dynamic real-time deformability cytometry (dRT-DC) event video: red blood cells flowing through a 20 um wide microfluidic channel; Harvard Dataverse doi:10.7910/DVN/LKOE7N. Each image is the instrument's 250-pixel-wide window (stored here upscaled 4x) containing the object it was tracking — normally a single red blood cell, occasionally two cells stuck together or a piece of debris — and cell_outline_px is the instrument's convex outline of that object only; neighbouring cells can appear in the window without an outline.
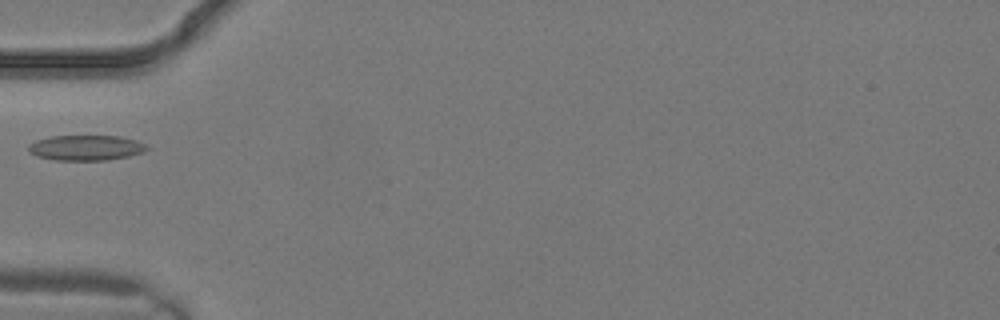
{"species": "common noctule bat (a hibernating species)", "species_latin": "Nyctalus noctula", "temperature_condition": "warm", "stored_images_in_passage": 3, "camera_frame_rate_fps": 3000, "um_per_image_px": 0.085, "animal": {"sex": "male", "body_mass_g": 19.2, "forearm_length_mm": 51.8}, "frame": {"image": 1, "passage_image": 3, "time_ms": 0.667, "image_size_px": [1000, 320], "cell_outline_px": [[148, 148], [144, 152], [128, 156], [108, 160], [52, 160], [36, 156], [28, 152], [28, 144], [36, 140], [52, 136], [120, 136], [136, 140], [144, 144]], "centroid_in_image_um": [7.26, 12.56], "position_along_channel_um": 77.7, "area_um2": 17.51}}